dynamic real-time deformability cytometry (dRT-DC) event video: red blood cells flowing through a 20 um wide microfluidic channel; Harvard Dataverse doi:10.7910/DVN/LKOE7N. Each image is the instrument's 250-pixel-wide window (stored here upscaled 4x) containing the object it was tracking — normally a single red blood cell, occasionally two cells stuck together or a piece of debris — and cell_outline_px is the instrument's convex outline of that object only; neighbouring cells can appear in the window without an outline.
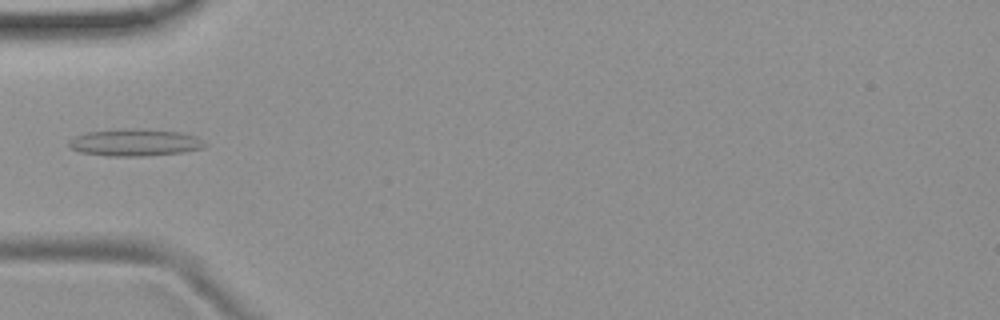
{"species": "common noctule bat (a hibernating species)", "species_latin": "Nyctalus noctula", "temperature_condition": "room temperature", "stored_images_in_passage": 6, "camera_frame_rate_fps": 3000, "um_per_image_px": 0.085, "animal": {"sex": "female", "body_mass_g": 19.9}, "frame": {"image": 1, "passage_image": 6, "time_ms": 6.667, "image_size_px": [1000, 320], "cell_outline_px": [[208, 144], [204, 148], [184, 152], [144, 156], [108, 156], [80, 152], [68, 148], [68, 140], [76, 136], [88, 132], [180, 132], [196, 136]], "centroid_in_image_um": [11.48, 12.19], "position_along_channel_um": 73.5, "area_um2": 20.17}}